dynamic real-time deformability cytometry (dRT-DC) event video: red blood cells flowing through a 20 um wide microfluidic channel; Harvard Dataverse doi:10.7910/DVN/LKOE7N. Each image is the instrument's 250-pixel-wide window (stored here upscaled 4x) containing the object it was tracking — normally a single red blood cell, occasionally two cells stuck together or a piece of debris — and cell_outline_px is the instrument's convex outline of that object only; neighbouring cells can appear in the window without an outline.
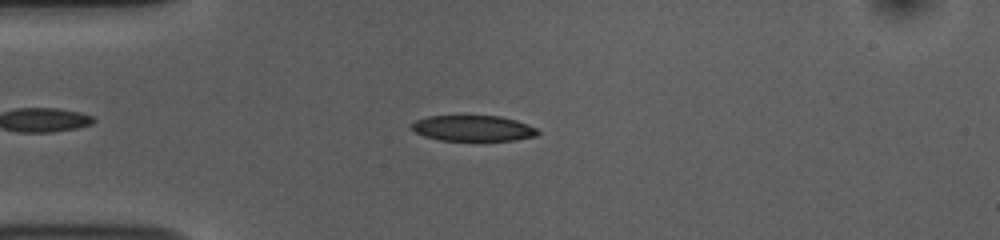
{"species": "common noctule bat (a hibernating species)", "species_latin": "Nyctalus noctula", "temperature_condition": "room temperature", "stored_images_in_passage": 50, "camera_frame_rate_fps": 3000, "um_per_image_px": 0.085, "animal": {"sex": "female", "body_mass_g": 10.0, "forearm_length_mm": 53.1}, "frame": {"image": 1, "passage_image": 13, "time_ms": 4.0, "image_size_px": [1000, 240], "cell_outline_px": [[540, 132], [536, 136], [516, 140], [440, 140], [424, 136], [408, 128], [408, 124], [416, 120], [428, 116], [500, 116], [516, 120], [536, 128]], "centroid_in_image_um": [40.17, 10.9], "position_along_channel_um": 44.8, "area_um2": 18.96}}
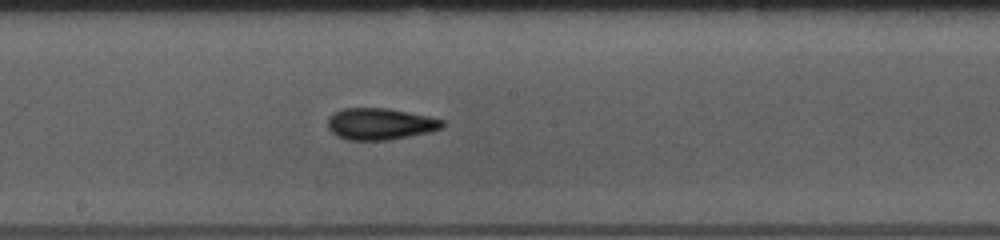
{"frame": {"image": 2, "passage_image": 28, "time_ms": 9.0, "image_size_px": [1000, 240], "cell_outline_px": [[444, 128], [428, 132], [388, 140], [348, 140], [336, 136], [328, 128], [328, 116], [344, 108], [388, 108], [428, 116], [444, 120]], "centroid_in_image_um": [32.3, 10.53], "position_along_channel_um": 215.9, "area_um2": 21.1}}
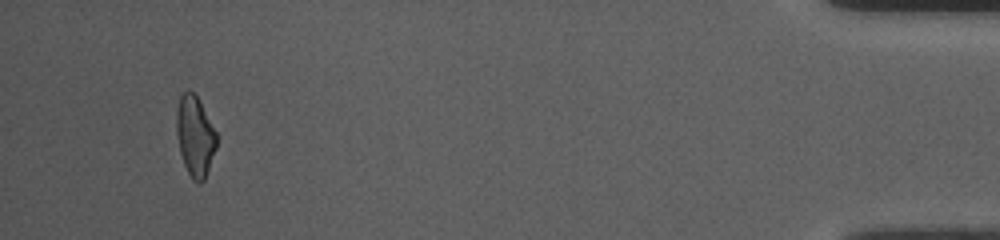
{"frame": {"image": 3, "passage_image": 50, "time_ms": 16.333, "image_size_px": [1000, 240], "cell_outline_px": [[216, 148], [204, 180], [200, 184], [192, 180], [184, 164], [180, 152], [176, 132], [176, 112], [180, 96], [188, 88], [196, 96], [216, 132]], "centroid_in_image_um": [16.56, 11.59], "position_along_channel_um": 418.6, "area_um2": 18.5}, "authors_computed_cell_mechanics": {"area_um2": 19.8543, "velocity_mm_per_s": 3.7577, "shape_relaxation_time_tau1_ms": 7.1722, "shape_relaxation_time_tau2_ms": 2.8776, "deformation_change_tau1": 0.161, "deformation_change_tau2": 0.0935}}